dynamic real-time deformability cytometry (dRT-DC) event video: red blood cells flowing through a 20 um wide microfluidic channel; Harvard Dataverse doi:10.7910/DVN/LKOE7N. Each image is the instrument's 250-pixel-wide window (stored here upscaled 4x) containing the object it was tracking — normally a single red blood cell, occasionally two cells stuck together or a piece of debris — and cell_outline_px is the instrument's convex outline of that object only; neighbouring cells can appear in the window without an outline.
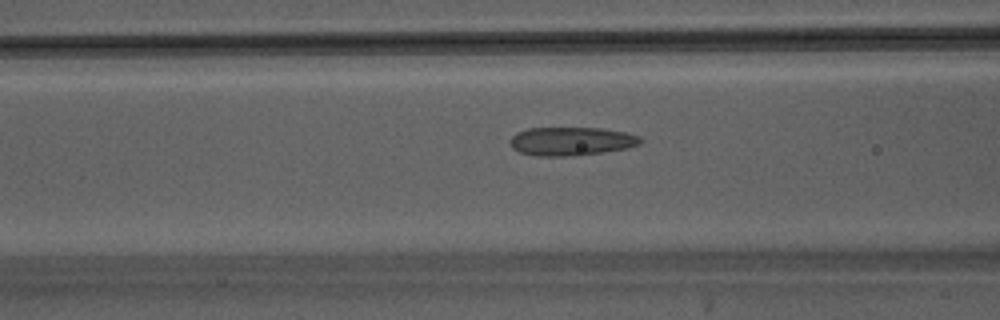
{"species": "Egyptian fruit bat (a non-hibernating species)", "species_latin": "Rousettus aegyptiacus", "temperature_condition": "warm", "stored_images_in_passage": 37, "camera_frame_rate_fps": 3000, "um_per_image_px": 0.085, "animal": {"sex": "male"}, "frame": {"image": 1, "passage_image": 10, "time_ms": 3.0, "image_size_px": [1000, 320], "cell_outline_px": [[644, 140], [640, 144], [628, 148], [604, 152], [576, 156], [536, 156], [520, 152], [512, 148], [512, 136], [516, 132], [528, 128], [600, 128], [624, 132], [640, 136]], "centroid_in_image_um": [48.59, 12.01], "position_along_channel_um": 118.0, "area_um2": 21.73}}
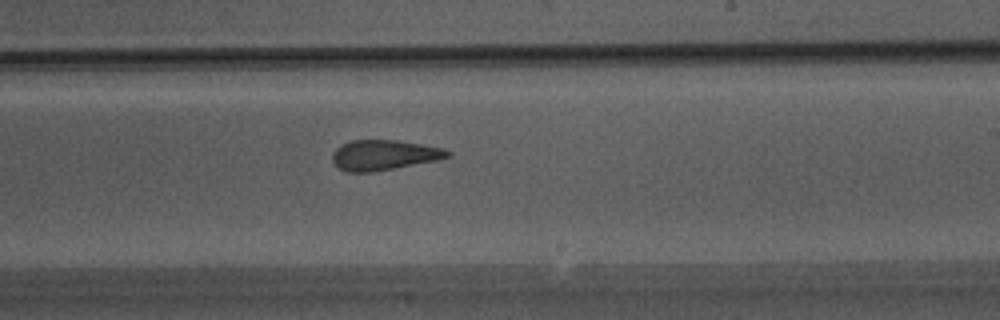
{"frame": {"image": 2, "passage_image": 19, "time_ms": 6.0, "image_size_px": [1000, 320], "cell_outline_px": [[452, 156], [436, 160], [372, 172], [348, 172], [340, 168], [332, 160], [332, 152], [340, 144], [352, 140], [396, 140], [444, 148], [452, 152]], "centroid_in_image_um": [32.63, 13.17], "position_along_channel_um": 256.4, "area_um2": 20.17}}
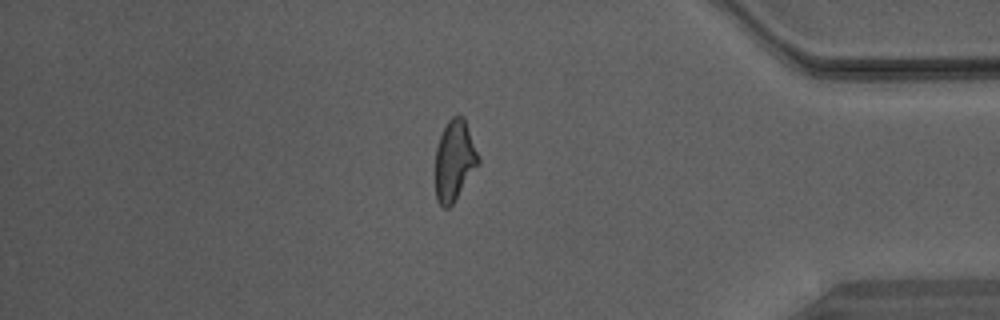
{"frame": {"image": 3, "passage_image": 30, "time_ms": 9.667, "image_size_px": [1000, 320], "cell_outline_px": [[480, 164], [452, 204], [448, 208], [444, 208], [436, 200], [436, 148], [440, 136], [448, 120], [452, 116], [464, 116], [480, 156]], "centroid_in_image_um": [38.66, 13.63], "position_along_channel_um": 396.5, "area_um2": 20.29}}